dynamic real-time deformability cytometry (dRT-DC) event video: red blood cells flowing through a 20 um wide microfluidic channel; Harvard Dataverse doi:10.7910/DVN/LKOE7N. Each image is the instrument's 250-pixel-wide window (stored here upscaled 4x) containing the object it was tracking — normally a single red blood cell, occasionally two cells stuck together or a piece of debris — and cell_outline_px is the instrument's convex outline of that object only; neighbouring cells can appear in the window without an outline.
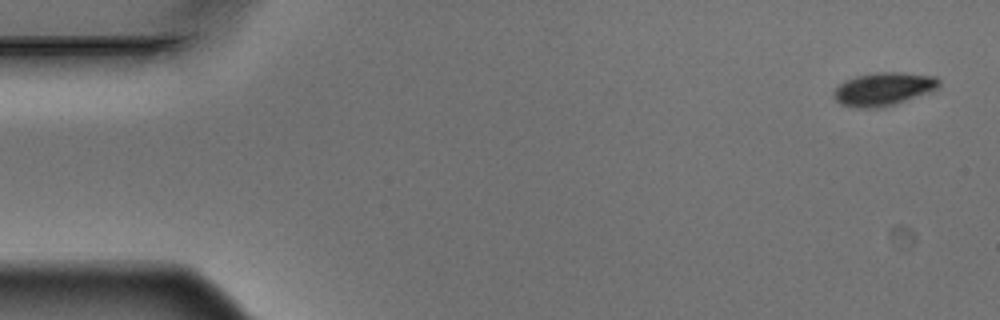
{"species": "Egyptian fruit bat (a non-hibernating species)", "species_latin": "Rousettus aegyptiacus", "temperature_condition": "warm", "stored_images_in_passage": 6, "camera_frame_rate_fps": 3000, "um_per_image_px": 0.085, "animal": {"sex": "male"}, "frame": {"image": 1, "passage_image": 1, "time_ms": 0.0, "image_size_px": [1000, 320], "cell_outline_px": [[940, 84], [936, 88], [928, 92], [884, 108], [856, 108], [840, 104], [832, 96], [832, 92], [844, 80], [856, 76], [876, 72], [900, 72], [936, 76], [940, 80]], "centroid_in_image_um": [75.05, 7.57], "position_along_channel_um": 9.9, "area_um2": 20.46}}
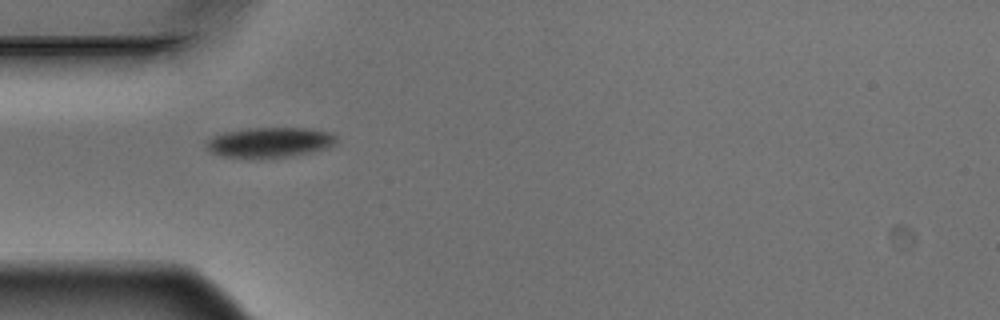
{"frame": {"image": 2, "passage_image": 5, "time_ms": 1.333, "image_size_px": [1000, 320], "cell_outline_px": [[336, 140], [328, 148], [288, 156], [224, 156], [212, 152], [208, 148], [208, 140], [212, 136], [224, 132], [248, 128], [308, 128], [328, 132], [336, 136]], "centroid_in_image_um": [22.94, 12.06], "position_along_channel_um": 62.1, "area_um2": 21.91}}
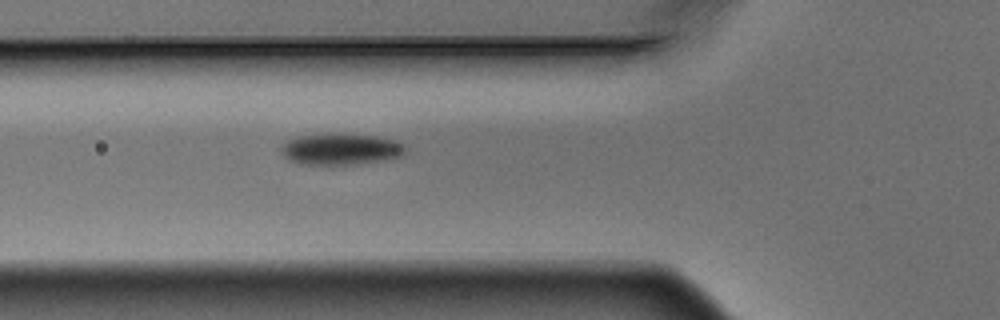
{"frame": {"image": 3, "passage_image": 6, "time_ms": 1.667, "image_size_px": [1000, 320], "cell_outline_px": [[404, 152], [400, 156], [376, 160], [348, 164], [300, 164], [288, 160], [280, 152], [280, 144], [296, 136], [320, 132], [340, 132], [376, 136], [396, 140], [404, 144]], "centroid_in_image_um": [28.85, 12.62], "position_along_channel_um": 97.0, "area_um2": 23.06}}